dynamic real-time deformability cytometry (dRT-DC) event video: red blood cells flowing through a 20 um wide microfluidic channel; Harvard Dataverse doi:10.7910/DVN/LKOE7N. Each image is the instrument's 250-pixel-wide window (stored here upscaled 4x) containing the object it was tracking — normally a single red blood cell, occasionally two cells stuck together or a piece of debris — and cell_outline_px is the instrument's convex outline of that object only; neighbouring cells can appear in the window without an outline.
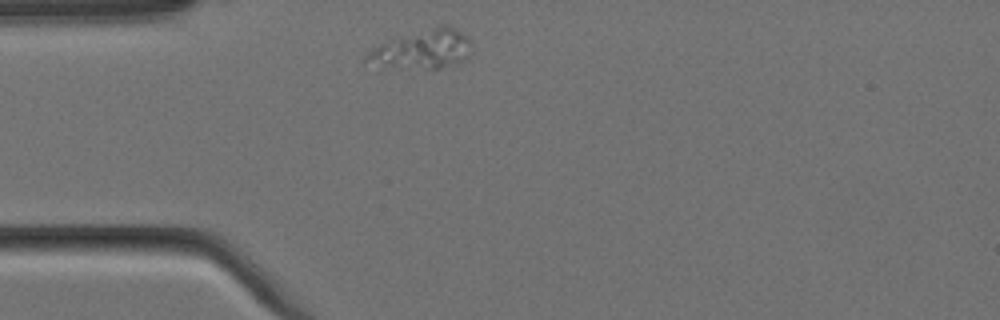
{"species": "Egyptian fruit bat (a non-hibernating species)", "species_latin": "Rousettus aegyptiacus", "temperature_condition": "cold", "stored_images_in_passage": 6, "camera_frame_rate_fps": 3000, "um_per_image_px": 0.085, "animal": {"sex": "female"}, "frame": {"image": 1, "passage_image": 1, "time_ms": 0.0, "image_size_px": [1000, 320], "cell_outline_px": [[472, 44], [468, 56], [464, 60], [440, 68], [428, 68], [392, 64], [364, 60], [364, 56], [372, 48], [380, 44], [400, 36], [436, 28], [456, 28], [472, 40]], "centroid_in_image_um": [36.02, 4.17], "position_along_channel_um": 49.0, "area_um2": 22.08}}
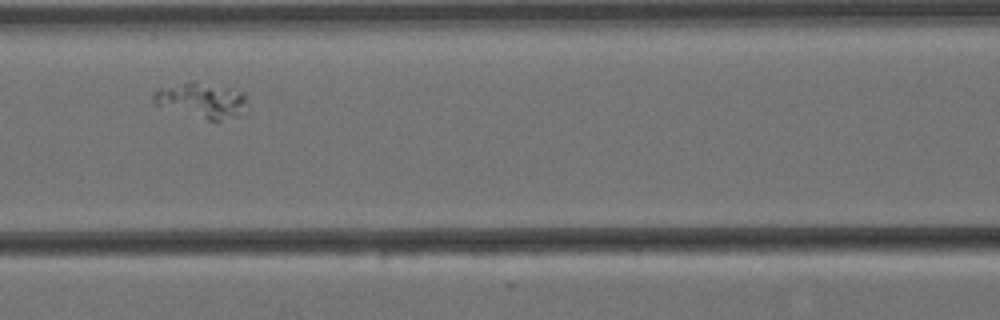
{"frame": {"image": 2, "passage_image": 4, "time_ms": 1.0, "image_size_px": [1000, 320], "cell_outline_px": [[244, 100], [240, 116], [220, 120], [208, 120], [152, 104], [152, 96], [160, 88], [192, 80], [228, 88], [244, 92]], "centroid_in_image_um": [17.07, 8.52], "position_along_channel_um": 149.5, "area_um2": 18.9}}
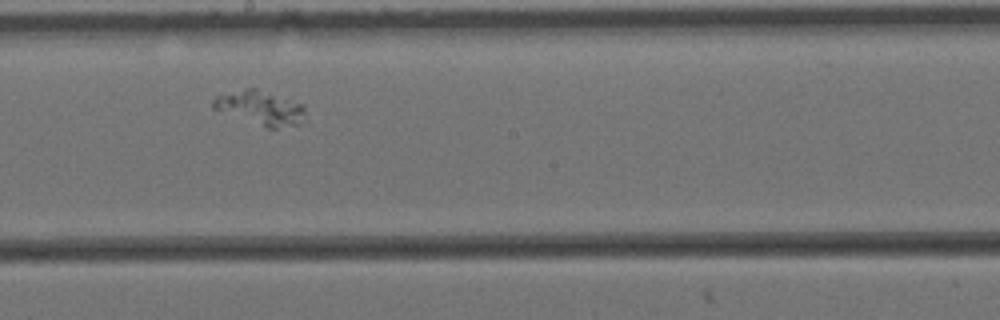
{"frame": {"image": 3, "passage_image": 6, "time_ms": 1.667, "image_size_px": [1000, 320], "cell_outline_px": [[304, 120], [300, 124], [276, 128], [268, 128], [212, 108], [212, 100], [216, 96], [244, 88], [256, 88], [304, 104]], "centroid_in_image_um": [22.15, 9.16], "position_along_channel_um": 226.0, "area_um2": 18.15}}